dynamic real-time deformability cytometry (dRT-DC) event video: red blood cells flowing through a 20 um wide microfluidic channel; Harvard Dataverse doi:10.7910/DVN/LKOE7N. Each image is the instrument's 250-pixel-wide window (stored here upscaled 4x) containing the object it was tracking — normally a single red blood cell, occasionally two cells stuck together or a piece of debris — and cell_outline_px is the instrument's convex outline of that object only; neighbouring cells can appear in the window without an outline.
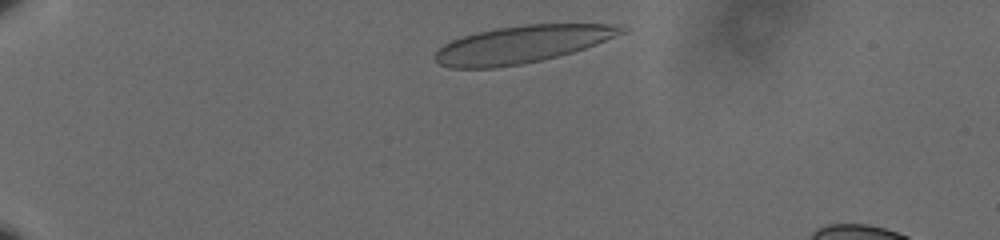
{"species": "human", "species_latin": "Homo sapiens", "temperature_condition": "cold", "stored_images_in_passage": 30, "camera_frame_rate_fps": 3000, "um_per_image_px": 0.085, "donor": {"sex": "male"}, "frame": {"image": 1, "passage_image": 1, "time_ms": 0.0, "image_size_px": [1000, 240], "cell_outline_px": [[628, 32], [596, 44], [572, 52], [540, 60], [520, 64], [496, 68], [452, 68], [440, 64], [436, 60], [436, 52], [444, 44], [452, 40], [476, 32], [496, 28], [524, 24], [620, 24], [628, 28]], "centroid_in_image_um": [44.43, 3.75], "position_along_channel_um": 40.6, "area_um2": 40.4}}
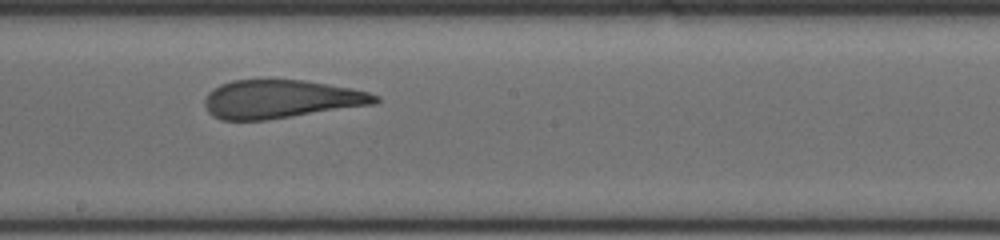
{"frame": {"image": 2, "passage_image": 16, "time_ms": 5.0, "image_size_px": [1000, 240], "cell_outline_px": [[380, 100], [376, 104], [264, 120], [220, 120], [212, 116], [208, 112], [204, 104], [204, 100], [208, 92], [212, 88], [220, 84], [232, 80], [304, 80], [352, 88], [368, 92], [380, 96]], "centroid_in_image_um": [23.86, 8.42], "position_along_channel_um": 224.3, "area_um2": 38.21}}
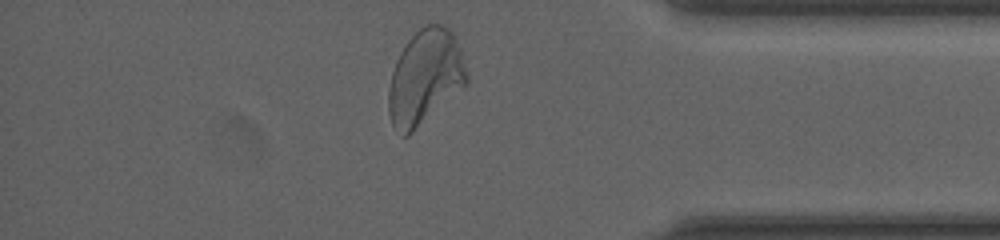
{"frame": {"image": 3, "passage_image": 30, "time_ms": 9.667, "image_size_px": [1000, 240], "cell_outline_px": [[468, 84], [408, 136], [400, 136], [392, 124], [388, 112], [388, 88], [392, 72], [396, 60], [400, 52], [408, 40], [420, 28], [428, 24], [440, 24], [448, 28], [452, 32], [460, 48], [468, 76]], "centroid_in_image_um": [36.12, 6.59], "position_along_channel_um": 399.1, "area_um2": 43.18}, "authors_computed_cell_mechanics": {"area_um2": 39.3329, "velocity_mm_per_s": 3.5909, "shape_relaxation_time_tau1_ms": 6.9775, "shape_relaxation_time_tau2_ms": 0.9594, "deformation_change_tau1": 0.2554, "deformation_change_tau2": 0.1009}}